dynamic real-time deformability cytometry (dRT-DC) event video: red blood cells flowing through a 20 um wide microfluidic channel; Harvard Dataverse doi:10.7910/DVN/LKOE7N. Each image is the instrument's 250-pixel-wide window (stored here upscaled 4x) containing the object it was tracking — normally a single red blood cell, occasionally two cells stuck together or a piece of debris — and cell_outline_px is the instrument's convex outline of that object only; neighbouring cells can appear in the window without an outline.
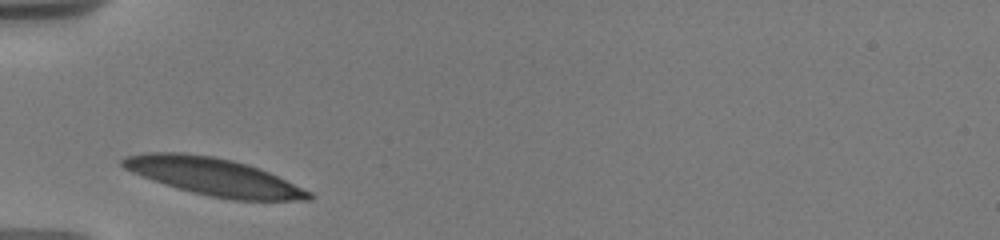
{"species": "human", "species_latin": "Homo sapiens", "temperature_condition": "warm", "stored_images_in_passage": 43, "camera_frame_rate_fps": 3000, "um_per_image_px": 0.085, "donor": {"sex": "male"}, "frame": {"image": 1, "passage_image": 1, "time_ms": 0.0, "image_size_px": [1000, 240], "cell_outline_px": [[312, 200], [232, 200], [192, 192], [176, 188], [152, 180], [132, 172], [124, 168], [120, 164], [120, 160], [124, 156], [144, 152], [180, 152], [212, 156], [232, 160], [268, 172], [312, 192]], "centroid_in_image_um": [18.11, 15.01], "position_along_channel_um": 66.9, "area_um2": 40.34}}
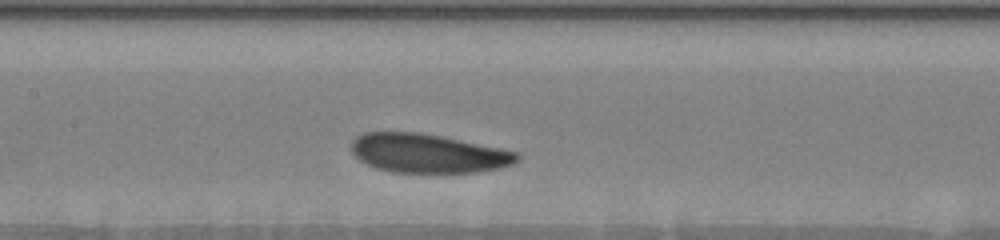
{"frame": {"image": 2, "passage_image": 14, "time_ms": 3.0, "image_size_px": [1000, 240], "cell_outline_px": [[520, 160], [512, 164], [500, 168], [480, 172], [392, 172], [376, 168], [360, 160], [352, 152], [352, 140], [356, 136], [364, 132], [420, 132], [440, 136], [516, 152], [520, 156]], "centroid_in_image_um": [36.35, 13.03], "position_along_channel_um": 171.0, "area_um2": 37.28}}
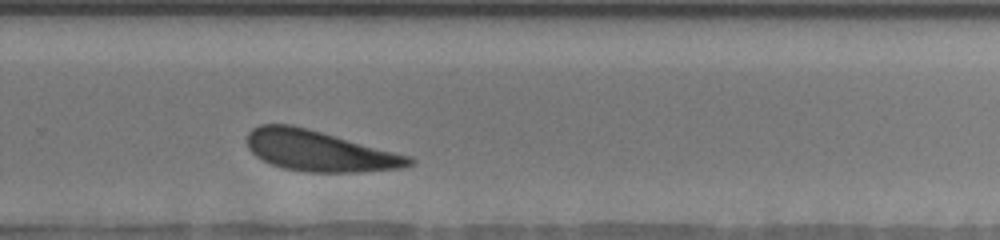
{"frame": {"image": 3, "passage_image": 33, "time_ms": 6.667, "image_size_px": [1000, 240], "cell_outline_px": [[416, 160], [412, 164], [400, 168], [356, 172], [304, 172], [284, 168], [272, 164], [256, 156], [248, 148], [248, 132], [252, 128], [260, 124], [292, 124], [308, 128], [408, 156]], "centroid_in_image_um": [27.1, 12.82], "position_along_channel_um": 302.7, "area_um2": 37.97}}